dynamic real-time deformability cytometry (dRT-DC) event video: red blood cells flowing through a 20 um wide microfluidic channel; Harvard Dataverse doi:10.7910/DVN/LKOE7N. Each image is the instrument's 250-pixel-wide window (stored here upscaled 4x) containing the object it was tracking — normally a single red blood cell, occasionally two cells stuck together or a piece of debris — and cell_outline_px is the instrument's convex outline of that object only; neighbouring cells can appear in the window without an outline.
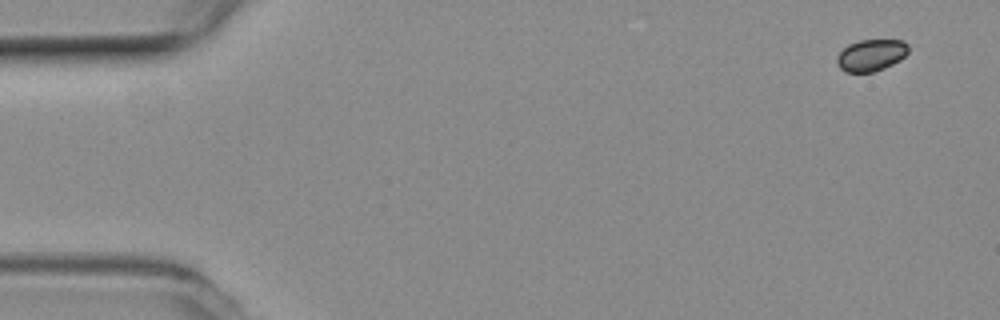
{"species": "common noctule bat (a hibernating species)", "species_latin": "Nyctalus noctula", "temperature_condition": "room temperature", "stored_images_in_passage": 3, "camera_frame_rate_fps": 3000, "um_per_image_px": 0.085, "animal": {"sex": "female", "body_mass_g": 19.3, "forearm_length_mm": 54.1}, "frame": {"image": 1, "passage_image": 1, "time_ms": 0.0, "image_size_px": [1000, 320], "cell_outline_px": [[908, 52], [900, 60], [884, 68], [872, 72], [844, 72], [836, 64], [836, 56], [848, 44], [860, 40], [904, 40], [908, 44]], "centroid_in_image_um": [74.03, 4.69], "position_along_channel_um": 11.0, "area_um2": 13.29}}